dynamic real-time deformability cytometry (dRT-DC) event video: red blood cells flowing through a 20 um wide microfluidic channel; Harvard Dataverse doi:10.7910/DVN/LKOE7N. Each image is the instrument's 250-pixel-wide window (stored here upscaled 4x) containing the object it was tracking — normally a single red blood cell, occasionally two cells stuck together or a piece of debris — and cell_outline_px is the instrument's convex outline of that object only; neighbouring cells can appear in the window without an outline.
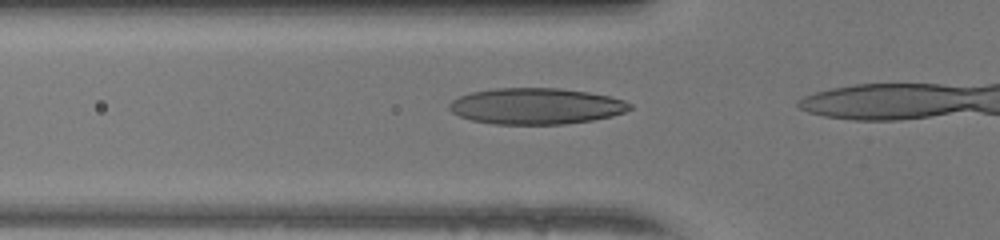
{"species": "human", "species_latin": "Homo sapiens", "temperature_condition": "warm", "stored_images_in_passage": 4, "camera_frame_rate_fps": 3000, "um_per_image_px": 0.085, "donor": {"sex": "female"}, "frame": {"image": 1, "passage_image": 2, "time_ms": 0.333, "image_size_px": [1000, 240], "cell_outline_px": [[632, 108], [624, 112], [612, 116], [592, 120], [564, 124], [496, 124], [472, 120], [460, 116], [452, 112], [448, 108], [448, 104], [452, 100], [460, 96], [472, 92], [496, 88], [560, 88], [588, 92], [608, 96], [624, 100], [632, 104]], "centroid_in_image_um": [45.57, 9.02], "position_along_channel_um": 80.2, "area_um2": 37.97}}